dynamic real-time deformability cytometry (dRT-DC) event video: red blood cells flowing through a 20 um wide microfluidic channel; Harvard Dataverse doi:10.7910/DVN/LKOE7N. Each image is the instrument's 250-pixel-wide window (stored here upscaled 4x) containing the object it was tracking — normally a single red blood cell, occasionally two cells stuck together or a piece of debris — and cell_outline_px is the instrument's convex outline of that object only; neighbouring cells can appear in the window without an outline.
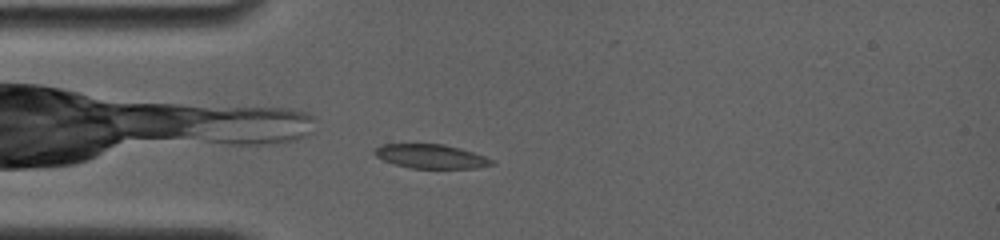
{"species": "common noctule bat (a hibernating species)", "species_latin": "Nyctalus noctula", "temperature_condition": "room temperature", "stored_images_in_passage": 24, "camera_frame_rate_fps": 4000, "um_per_image_px": 0.085, "animal": {"sex": "female", "body_mass_g": 19.0, "forearm_length_mm": 56.7}, "frame": {"image": 1, "passage_image": 20, "time_ms": 2.75, "image_size_px": [1000, 240], "cell_outline_px": [[496, 164], [476, 168], [412, 168], [396, 164], [384, 160], [376, 156], [372, 152], [380, 144], [444, 144], [460, 148], [484, 156], [492, 160]], "centroid_in_image_um": [36.62, 13.28], "position_along_channel_um": 48.4, "area_um2": 16.3}}